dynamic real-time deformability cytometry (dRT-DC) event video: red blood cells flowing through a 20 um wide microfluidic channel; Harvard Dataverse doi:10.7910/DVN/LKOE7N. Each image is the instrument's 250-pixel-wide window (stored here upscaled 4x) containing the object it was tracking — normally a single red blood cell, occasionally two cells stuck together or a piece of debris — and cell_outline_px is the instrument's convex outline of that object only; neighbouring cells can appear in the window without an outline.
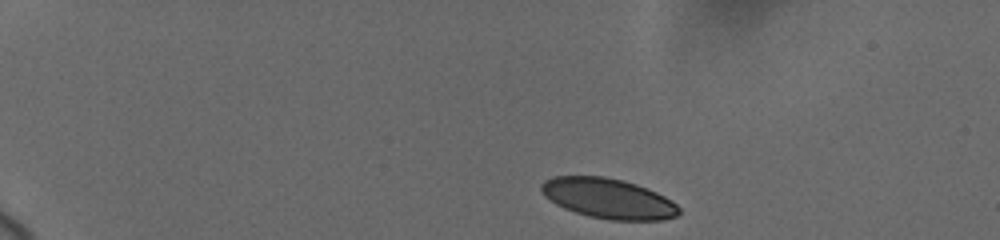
{"species": "human", "species_latin": "Homo sapiens", "temperature_condition": "cold", "stored_images_in_passage": 16, "camera_frame_rate_fps": 3000, "um_per_image_px": 0.085, "donor": {"sex": "female"}, "frame": {"image": 1, "passage_image": 1, "time_ms": 0.0, "image_size_px": [1000, 240], "cell_outline_px": [[680, 212], [676, 216], [660, 220], [608, 220], [588, 216], [564, 208], [556, 204], [544, 196], [540, 188], [540, 184], [544, 180], [552, 176], [604, 176], [624, 180], [636, 184], [656, 192], [672, 200], [680, 208]], "centroid_in_image_um": [51.69, 16.86], "position_along_channel_um": 33.3, "area_um2": 32.31}}
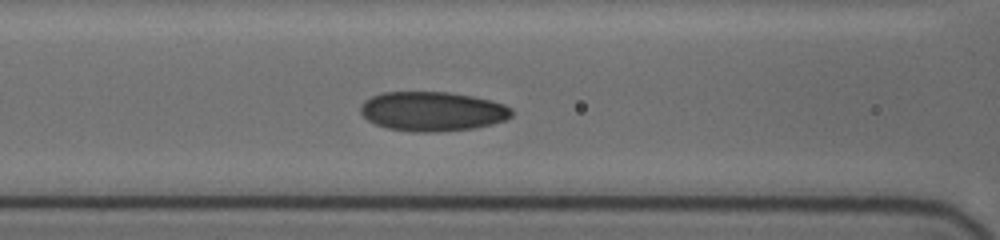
{"frame": {"image": 2, "passage_image": 14, "time_ms": 5.333, "image_size_px": [1000, 240], "cell_outline_px": [[512, 116], [508, 120], [476, 128], [436, 132], [412, 132], [388, 128], [376, 124], [368, 120], [360, 112], [360, 104], [364, 100], [372, 96], [384, 92], [448, 92], [472, 96], [504, 104], [512, 108]], "centroid_in_image_um": [36.76, 9.47], "position_along_channel_um": 129.8, "area_um2": 34.91}}
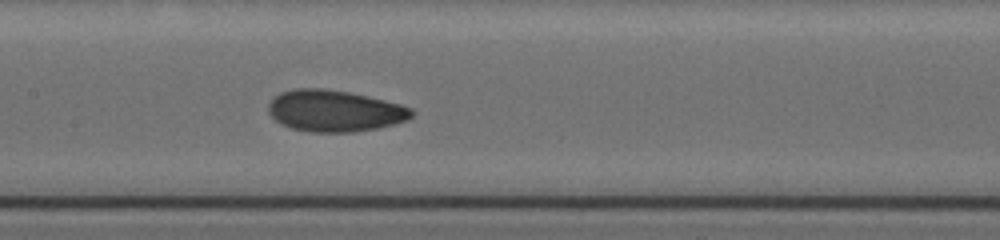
{"frame": {"image": 3, "passage_image": 16, "time_ms": 6.667, "image_size_px": [1000, 240], "cell_outline_px": [[416, 112], [408, 120], [376, 128], [352, 132], [312, 132], [292, 128], [280, 124], [268, 112], [268, 104], [280, 92], [296, 88], [324, 88], [348, 92], [368, 96], [400, 104], [412, 108]], "centroid_in_image_um": [28.45, 9.42], "position_along_channel_um": 179.0, "area_um2": 34.62}}